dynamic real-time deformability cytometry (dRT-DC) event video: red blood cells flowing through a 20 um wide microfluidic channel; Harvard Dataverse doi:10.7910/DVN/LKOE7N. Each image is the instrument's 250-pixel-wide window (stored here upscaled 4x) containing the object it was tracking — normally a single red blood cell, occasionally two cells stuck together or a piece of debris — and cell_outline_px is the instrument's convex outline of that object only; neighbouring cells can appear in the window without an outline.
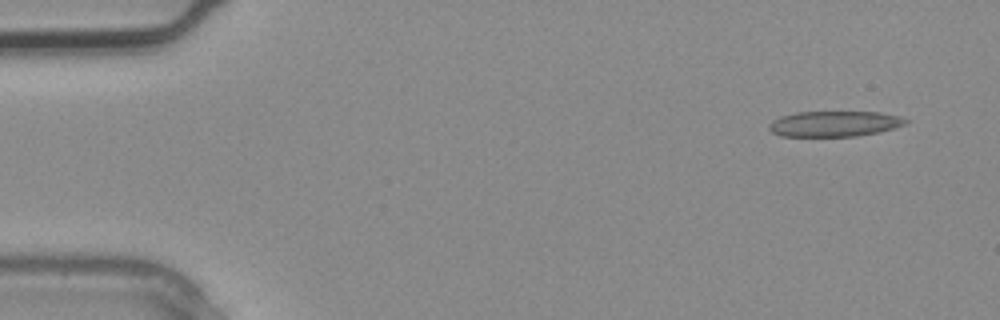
{"species": "common noctule bat (a hibernating species)", "species_latin": "Nyctalus noctula", "temperature_condition": "warm", "stored_images_in_passage": 4, "segment_of_instrument_passage": [1, 2], "camera_frame_rate_fps": 3000, "um_per_image_px": 0.085, "animal": {"sex": "male", "body_mass_g": 20.4}, "frame": {"image": 1, "passage_image": 1, "time_ms": 0.0, "image_size_px": [1000, 320], "cell_outline_px": [[908, 120], [904, 124], [880, 132], [856, 136], [780, 136], [772, 132], [768, 128], [768, 124], [772, 120], [780, 116], [796, 112], [880, 112], [900, 116]], "centroid_in_image_um": [70.88, 10.52], "position_along_channel_um": 14.1, "area_um2": 20.35}}
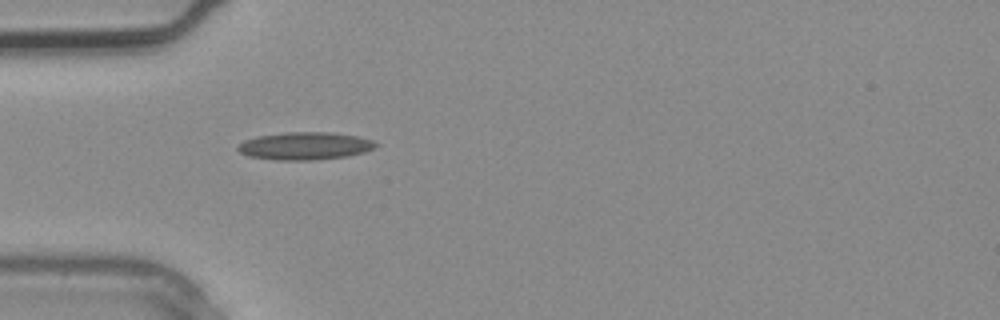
{"frame": {"image": 2, "passage_image": 3, "time_ms": 0.667, "image_size_px": [1000, 320], "cell_outline_px": [[380, 144], [376, 148], [364, 152], [348, 156], [312, 160], [276, 160], [248, 156], [240, 152], [236, 148], [244, 140], [256, 136], [288, 132], [328, 132], [356, 136], [372, 140]], "centroid_in_image_um": [25.93, 12.4], "position_along_channel_um": 59.1, "area_um2": 22.25}}